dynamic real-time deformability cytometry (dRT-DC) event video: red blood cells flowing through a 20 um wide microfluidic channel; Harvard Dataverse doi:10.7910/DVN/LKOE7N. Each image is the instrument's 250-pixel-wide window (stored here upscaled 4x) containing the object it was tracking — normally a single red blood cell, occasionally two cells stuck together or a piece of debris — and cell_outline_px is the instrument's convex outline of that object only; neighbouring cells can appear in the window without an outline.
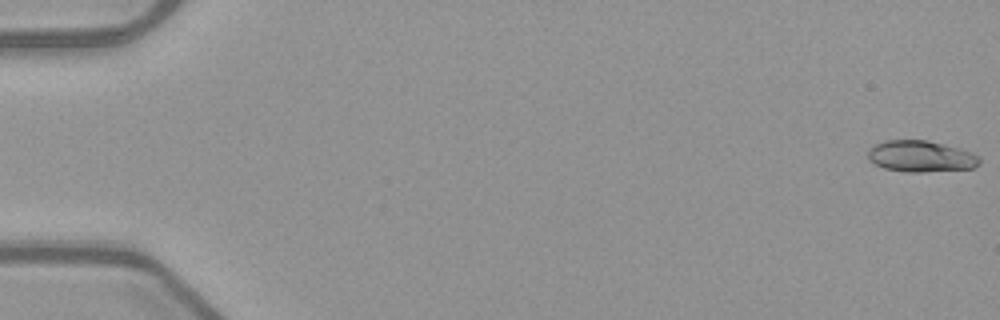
{"species": "common noctule bat (a hibernating species)", "species_latin": "Nyctalus noctula", "temperature_condition": "warm", "stored_images_in_passage": 53, "camera_frame_rate_fps": 3000, "um_per_image_px": 0.085, "animal": {"sex": "female", "body_mass_g": 21.9}, "frame": {"image": 1, "passage_image": 1, "time_ms": 0.0, "image_size_px": [1000, 320], "cell_outline_px": [[980, 164], [972, 168], [924, 172], [904, 172], [884, 168], [868, 160], [868, 148], [884, 140], [928, 140], [960, 148], [972, 152], [980, 156]], "centroid_in_image_um": [78.28, 13.28], "position_along_channel_um": 6.7, "area_um2": 20.58}}
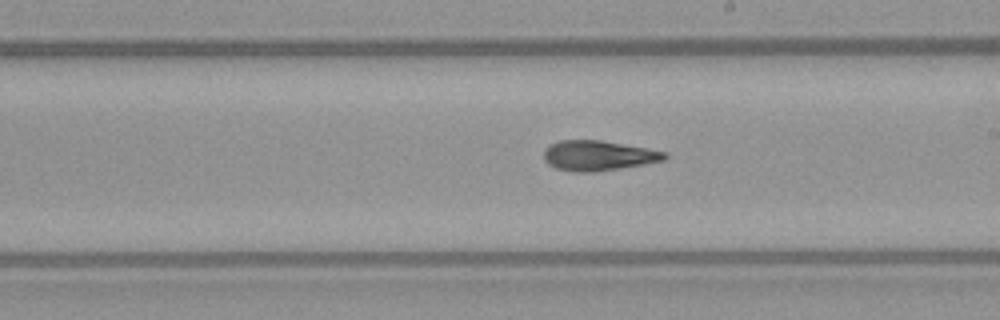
{"frame": {"image": 2, "passage_image": 31, "time_ms": 10.0, "image_size_px": [1000, 320], "cell_outline_px": [[668, 156], [664, 160], [644, 164], [620, 168], [592, 172], [576, 172], [556, 168], [548, 164], [544, 160], [544, 152], [548, 144], [560, 140], [600, 140], [668, 152]], "centroid_in_image_um": [50.83, 13.22], "position_along_channel_um": 238.2, "area_um2": 21.1}}
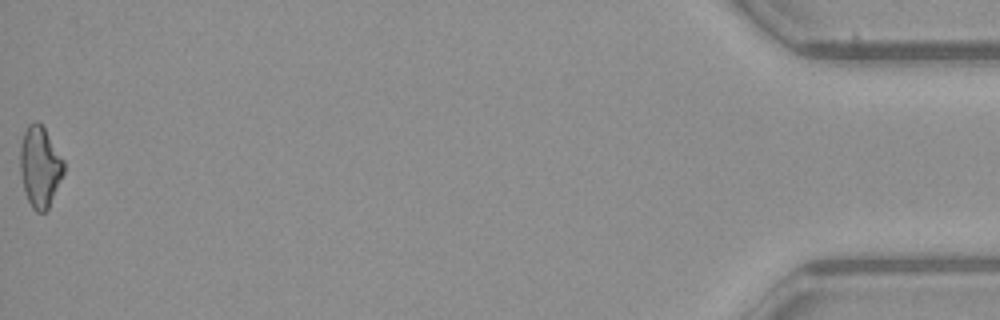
{"frame": {"image": 3, "passage_image": 53, "time_ms": 17.333, "image_size_px": [1000, 320], "cell_outline_px": [[64, 172], [48, 208], [44, 212], [36, 212], [32, 208], [24, 192], [20, 172], [20, 144], [24, 132], [28, 124], [36, 120], [44, 128], [64, 160]], "centroid_in_image_um": [3.38, 14.17], "position_along_channel_um": 431.8, "area_um2": 20.46}, "authors_computed_cell_mechanics": {"area_um2": 20.5768, "velocity_mm_per_s": 3.9961, "shape_relaxation_time_tau1_ms": 6.5566, "shape_relaxation_time_tau2_ms": 6.9492, "deformation_change_tau1": 0.2047, "deformation_change_tau2": 0.1936}}